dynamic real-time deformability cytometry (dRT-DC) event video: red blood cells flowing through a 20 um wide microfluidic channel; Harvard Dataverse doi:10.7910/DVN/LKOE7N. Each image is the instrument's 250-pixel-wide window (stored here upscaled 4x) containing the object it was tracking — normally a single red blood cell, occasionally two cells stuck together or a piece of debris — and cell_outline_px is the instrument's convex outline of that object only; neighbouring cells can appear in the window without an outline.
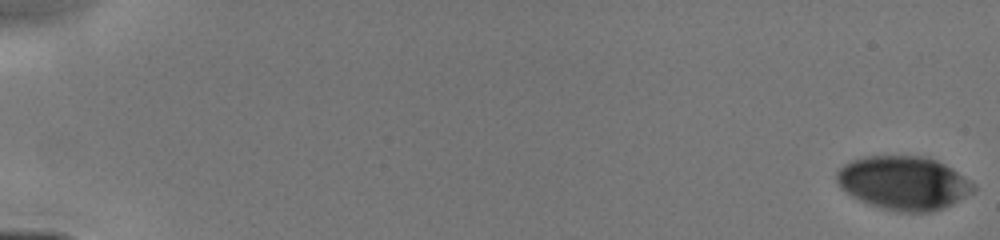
{"species": "human", "species_latin": "Homo sapiens", "temperature_condition": "cold", "stored_images_in_passage": 51, "camera_frame_rate_fps": 3000, "um_per_image_px": 0.085, "donor": {"sex": "male"}, "frame": {"image": 1, "passage_image": 1, "time_ms": 0.0, "image_size_px": [1000, 240], "cell_outline_px": [[976, 188], [972, 192], [944, 208], [932, 212], [900, 212], [880, 208], [868, 204], [852, 196], [840, 188], [836, 180], [836, 172], [844, 164], [852, 160], [868, 156], [928, 156], [952, 168], [976, 184]], "centroid_in_image_um": [76.8, 15.55], "position_along_channel_um": 8.2, "area_um2": 42.89}}
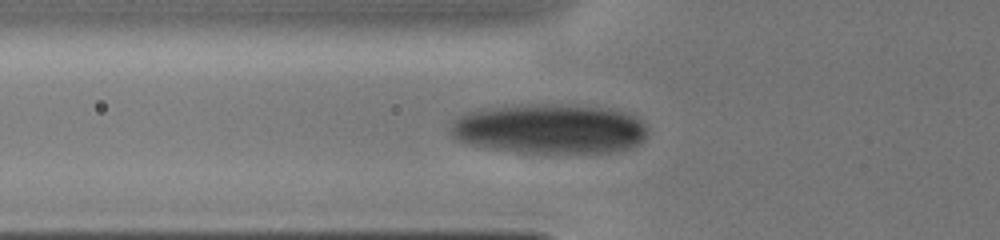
{"frame": {"image": 2, "passage_image": 27, "time_ms": 6.0, "image_size_px": [1000, 240], "cell_outline_px": [[648, 132], [644, 140], [636, 148], [616, 152], [524, 152], [488, 148], [468, 144], [456, 140], [452, 136], [452, 120], [456, 116], [464, 112], [480, 108], [516, 104], [556, 104], [612, 108], [628, 112], [636, 116], [648, 128]], "centroid_in_image_um": [46.74, 10.93], "position_along_channel_um": 79.1, "area_um2": 58.26}}
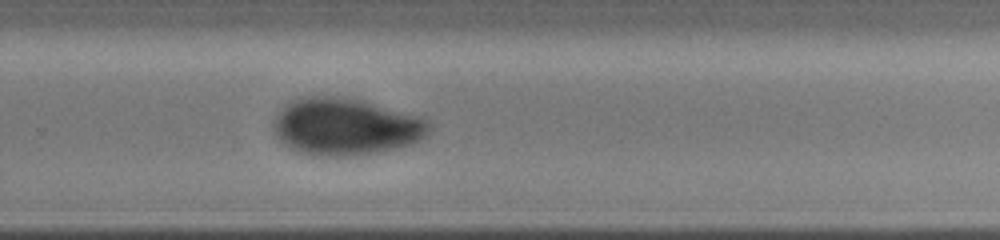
{"frame": {"image": 3, "passage_image": 51, "time_ms": 11.0, "image_size_px": [1000, 240], "cell_outline_px": [[432, 128], [428, 136], [412, 144], [380, 152], [352, 156], [316, 156], [296, 152], [288, 148], [276, 136], [272, 124], [276, 116], [284, 104], [292, 100], [304, 96], [332, 96], [364, 100], [416, 116], [428, 120], [432, 124]], "centroid_in_image_um": [29.37, 10.78], "position_along_channel_um": 300.4, "area_um2": 52.31}}